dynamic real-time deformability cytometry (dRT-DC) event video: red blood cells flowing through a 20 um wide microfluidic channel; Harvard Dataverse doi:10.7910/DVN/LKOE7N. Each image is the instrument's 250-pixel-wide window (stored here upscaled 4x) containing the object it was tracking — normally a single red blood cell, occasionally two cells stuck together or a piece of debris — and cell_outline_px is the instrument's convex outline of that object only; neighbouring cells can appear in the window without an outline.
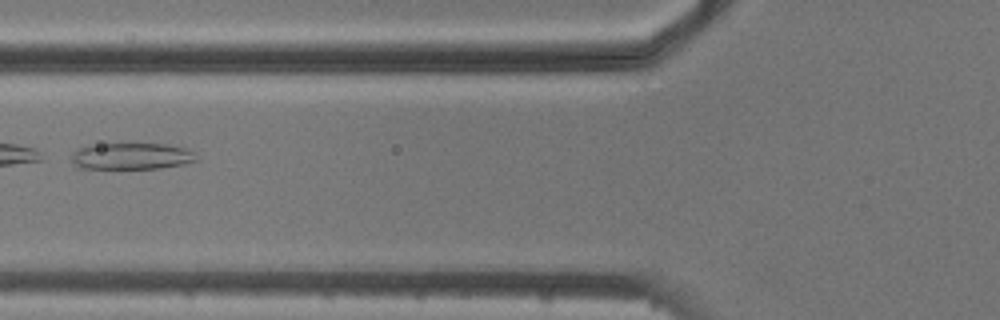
{"species": "common noctule bat (a hibernating species)", "species_latin": "Nyctalus noctula", "temperature_condition": "cold", "stored_images_in_passage": 2, "camera_frame_rate_fps": 3000, "um_per_image_px": 0.085, "animal": {"sex": "male", "body_mass_g": 20.5, "forearm_length_mm": 52.5}, "frame": {"image": 1, "passage_image": 2, "time_ms": 1.0, "image_size_px": [1000, 320], "cell_outline_px": [[200, 160], [184, 164], [160, 168], [76, 168], [72, 160], [72, 152], [76, 148], [100, 144], [168, 144], [188, 148]], "centroid_in_image_um": [11.2, 13.27], "position_along_channel_um": 114.6, "area_um2": 19.36}}